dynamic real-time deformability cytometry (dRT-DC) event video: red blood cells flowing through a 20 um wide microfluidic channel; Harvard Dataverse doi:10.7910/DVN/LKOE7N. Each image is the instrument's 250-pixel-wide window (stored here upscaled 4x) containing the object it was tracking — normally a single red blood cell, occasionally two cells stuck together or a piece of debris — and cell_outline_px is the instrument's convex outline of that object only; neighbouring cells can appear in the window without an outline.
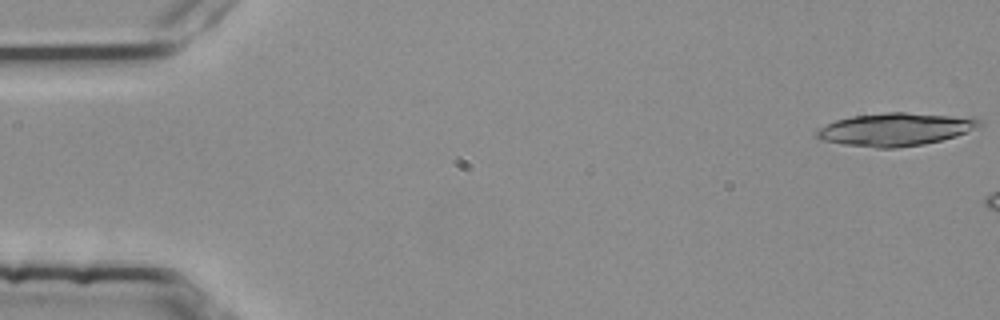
{"species": "common noctule bat (a hibernating species)", "species_latin": "Nyctalus noctula", "temperature_condition": "room temperature", "stored_images_in_passage": 5, "camera_frame_rate_fps": 3000, "um_per_image_px": 0.085, "animal": {"sex": "female", "body_mass_g": 25.1}, "frame": {"image": 1, "passage_image": 1, "time_ms": 0.0, "image_size_px": [1000, 320], "cell_outline_px": [[984, 124], [968, 132], [956, 136], [924, 144], [896, 148], [876, 148], [844, 144], [820, 140], [816, 136], [816, 128], [836, 120], [852, 116], [884, 112], [904, 112], [972, 116], [980, 120]], "centroid_in_image_um": [76.14, 10.98], "position_along_channel_um": 8.9, "area_um2": 31.62}}